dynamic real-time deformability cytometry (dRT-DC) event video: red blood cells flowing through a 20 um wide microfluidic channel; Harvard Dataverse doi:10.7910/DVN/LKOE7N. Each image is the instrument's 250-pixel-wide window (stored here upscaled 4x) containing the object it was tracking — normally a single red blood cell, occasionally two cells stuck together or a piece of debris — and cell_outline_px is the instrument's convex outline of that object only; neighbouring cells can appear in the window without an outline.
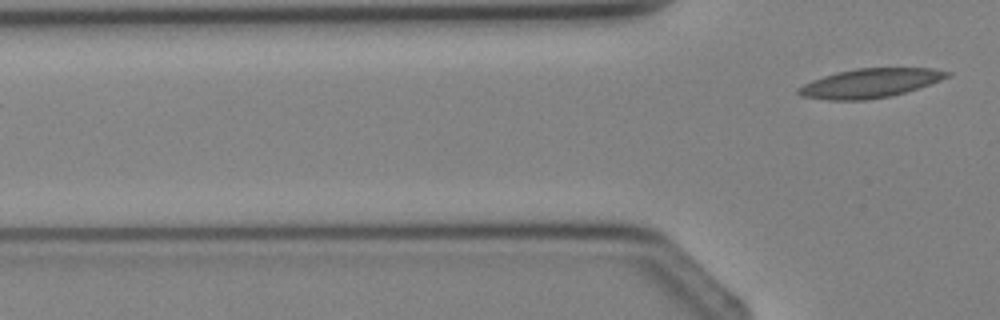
{"species": "Egyptian fruit bat (a non-hibernating species)", "species_latin": "Rousettus aegyptiacus", "temperature_condition": "cold", "stored_images_in_passage": 2, "camera_frame_rate_fps": 3000, "um_per_image_px": 0.085, "animal": {"sex": "female"}, "frame": {"image": 1, "passage_image": 2, "time_ms": 1.333, "image_size_px": [1000, 320], "cell_outline_px": [[952, 72], [948, 76], [940, 80], [892, 96], [868, 100], [828, 100], [800, 96], [796, 92], [796, 88], [812, 80], [836, 72], [856, 68], [932, 68]], "centroid_in_image_um": [73.9, 7.07], "position_along_channel_um": 51.9, "area_um2": 25.14}}